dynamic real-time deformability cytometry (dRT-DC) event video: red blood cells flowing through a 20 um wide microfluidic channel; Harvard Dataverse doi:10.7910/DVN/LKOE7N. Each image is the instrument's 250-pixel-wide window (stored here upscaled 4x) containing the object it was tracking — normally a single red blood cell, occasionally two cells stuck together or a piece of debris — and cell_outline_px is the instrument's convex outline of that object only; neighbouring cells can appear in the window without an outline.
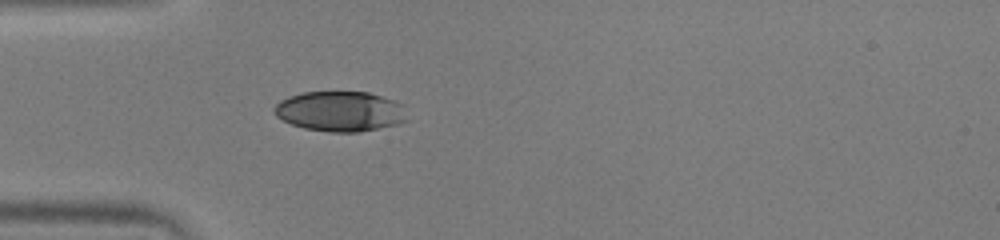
{"species": "human", "species_latin": "Homo sapiens", "temperature_condition": "warm", "stored_images_in_passage": 37, "camera_frame_rate_fps": 3000, "um_per_image_px": 0.085, "donor": {"sex": "male"}, "frame": {"image": 1, "passage_image": 1, "time_ms": 0.0, "image_size_px": [1000, 240], "cell_outline_px": [[408, 120], [396, 124], [360, 132], [328, 132], [304, 128], [292, 124], [276, 116], [272, 112], [272, 108], [280, 100], [288, 96], [300, 92], [368, 92], [404, 104]], "centroid_in_image_um": [28.9, 9.46], "position_along_channel_um": 56.1, "area_um2": 31.27}}
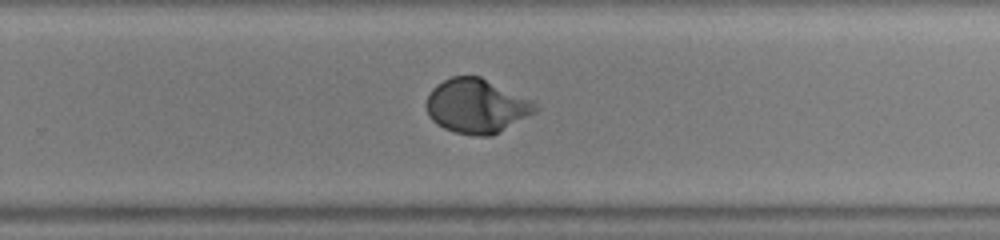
{"frame": {"image": 2, "passage_image": 19, "time_ms": 6.0, "image_size_px": [1000, 240], "cell_outline_px": [[540, 108], [536, 112], [500, 132], [492, 136], [476, 136], [456, 132], [444, 128], [432, 120], [428, 116], [428, 96], [432, 88], [436, 84], [452, 76], [480, 76], [532, 100]], "centroid_in_image_um": [40.54, 9.01], "position_along_channel_um": 289.3, "area_um2": 34.33}}
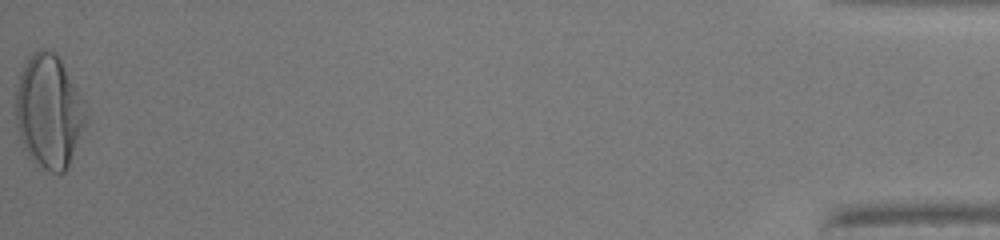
{"frame": {"image": 3, "passage_image": 37, "time_ms": 12.0, "image_size_px": [1000, 240], "cell_outline_px": [[88, 120], [68, 168], [64, 172], [52, 172], [44, 168], [32, 160], [28, 156], [20, 136], [16, 124], [16, 92], [20, 76], [24, 64], [28, 56], [32, 52], [40, 48], [44, 48], [56, 52], [84, 100]], "centroid_in_image_um": [4.18, 9.45], "position_along_channel_um": 431.0, "area_um2": 46.53}, "authors_computed_cell_mechanics": {"area_um2": 33.3506, "velocity_mm_per_s": 4.0028, "shape_relaxation_time_tau1_ms": 3.2297, "shape_relaxation_time_tau2_ms": null, "deformation_change_tau1": 0.2081, "deformation_change_tau2": null}}